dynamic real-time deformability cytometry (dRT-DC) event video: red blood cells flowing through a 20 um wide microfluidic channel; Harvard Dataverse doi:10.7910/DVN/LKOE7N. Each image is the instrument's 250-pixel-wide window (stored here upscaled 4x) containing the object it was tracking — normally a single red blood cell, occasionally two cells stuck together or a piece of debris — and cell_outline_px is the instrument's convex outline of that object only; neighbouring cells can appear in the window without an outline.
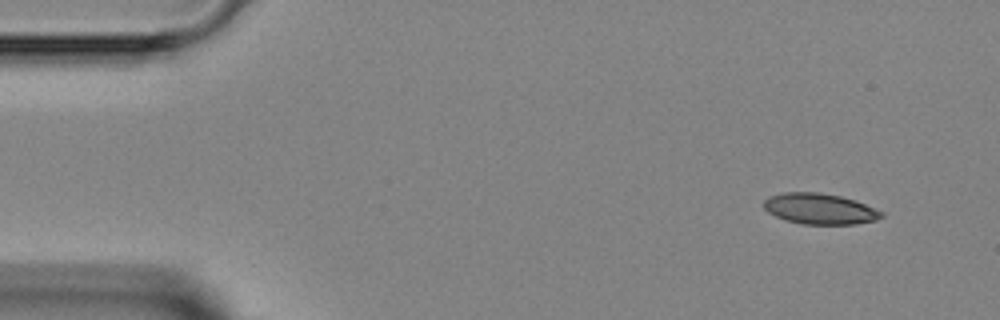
{"species": "Egyptian fruit bat (a non-hibernating species)", "species_latin": "Rousettus aegyptiacus", "temperature_condition": "room temperature", "stored_images_in_passage": 4, "camera_frame_rate_fps": 3000, "um_per_image_px": 0.085, "animal": {"sex": "female"}, "frame": {"image": 1, "passage_image": 1, "time_ms": 0.0, "image_size_px": [1000, 320], "cell_outline_px": [[884, 216], [876, 220], [856, 224], [800, 224], [784, 220], [768, 212], [764, 208], [764, 200], [768, 196], [784, 192], [820, 192], [840, 196], [856, 200], [884, 212]], "centroid_in_image_um": [69.68, 17.75], "position_along_channel_um": 15.3, "area_um2": 21.33}}
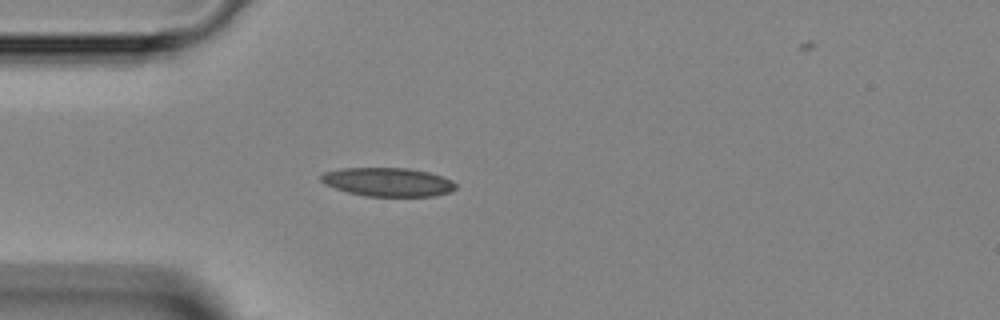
{"frame": {"image": 2, "passage_image": 3, "time_ms": 3.0, "image_size_px": [1000, 320], "cell_outline_px": [[456, 188], [452, 192], [436, 196], [364, 196], [348, 192], [324, 184], [320, 180], [320, 176], [324, 172], [340, 168], [408, 168], [428, 172], [452, 180], [456, 184]], "centroid_in_image_um": [32.97, 15.47], "position_along_channel_um": 52.0, "area_um2": 22.6}}